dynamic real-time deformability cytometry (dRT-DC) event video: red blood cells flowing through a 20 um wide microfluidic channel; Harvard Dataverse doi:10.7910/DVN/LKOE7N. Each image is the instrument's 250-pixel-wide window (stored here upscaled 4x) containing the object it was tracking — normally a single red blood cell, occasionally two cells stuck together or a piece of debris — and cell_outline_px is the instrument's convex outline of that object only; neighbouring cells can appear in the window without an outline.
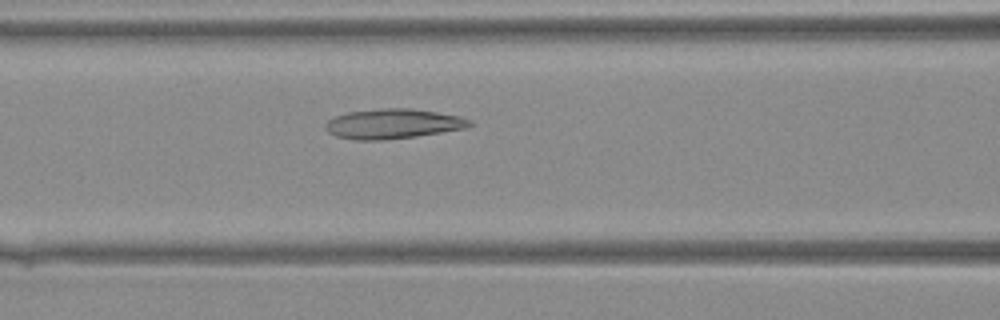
{"species": "Egyptian fruit bat (a non-hibernating species)", "species_latin": "Rousettus aegyptiacus", "temperature_condition": "warm", "stored_images_in_passage": 24, "camera_frame_rate_fps": 3000, "um_per_image_px": 0.085, "animal": {"sex": "female"}, "frame": {"image": 1, "passage_image": 7, "time_ms": 2.0, "image_size_px": [1000, 320], "cell_outline_px": [[472, 124], [464, 128], [416, 136], [384, 140], [356, 140], [336, 136], [328, 132], [324, 128], [324, 124], [328, 120], [336, 116], [348, 112], [380, 108], [408, 108], [436, 112], [460, 116], [472, 120]], "centroid_in_image_um": [33.36, 10.52], "position_along_channel_um": 133.2, "area_um2": 24.97}}
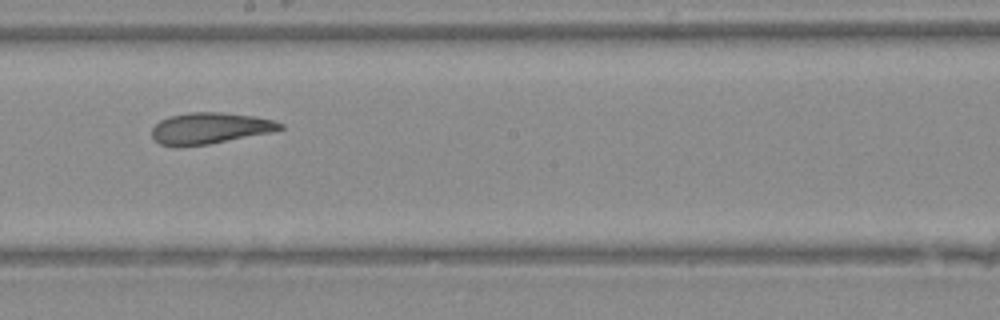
{"frame": {"image": 2, "passage_image": 13, "time_ms": 4.0, "image_size_px": [1000, 320], "cell_outline_px": [[284, 128], [272, 132], [208, 144], [160, 144], [152, 136], [152, 128], [160, 120], [172, 116], [188, 112], [220, 112], [252, 116], [272, 120], [284, 124]], "centroid_in_image_um": [17.89, 10.87], "position_along_channel_um": 230.3, "area_um2": 22.66}}
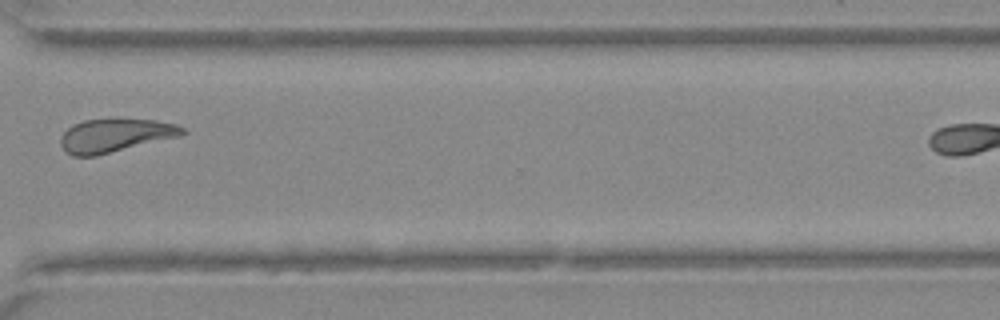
{"frame": {"image": 3, "passage_image": 21, "time_ms": 6.667, "image_size_px": [1000, 320], "cell_outline_px": [[188, 132], [184, 136], [96, 156], [72, 156], [60, 144], [60, 140], [64, 132], [72, 124], [84, 120], [152, 120], [176, 124], [184, 128]], "centroid_in_image_um": [9.85, 11.53], "position_along_channel_um": 360.8, "area_um2": 23.7}}